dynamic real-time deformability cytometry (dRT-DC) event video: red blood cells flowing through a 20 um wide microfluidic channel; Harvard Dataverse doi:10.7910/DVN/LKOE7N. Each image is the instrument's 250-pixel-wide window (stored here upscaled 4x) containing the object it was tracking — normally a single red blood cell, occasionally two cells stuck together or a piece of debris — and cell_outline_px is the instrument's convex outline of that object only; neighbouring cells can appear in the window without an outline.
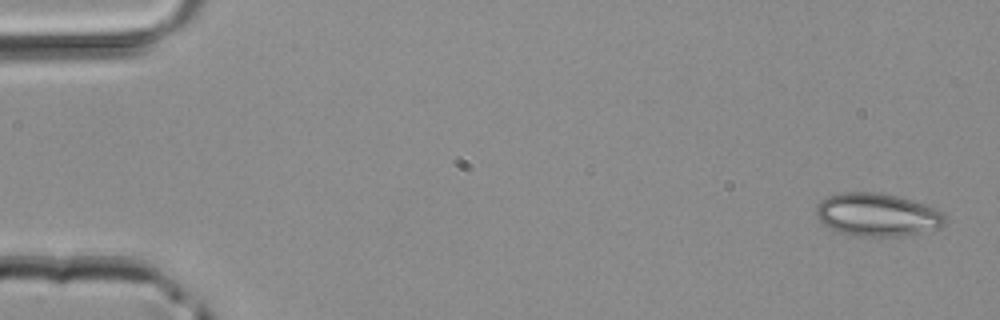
{"species": "common noctule bat (a hibernating species)", "species_latin": "Nyctalus noctula", "temperature_condition": "room temperature", "stored_images_in_passage": 4, "camera_frame_rate_fps": 3000, "um_per_image_px": 0.085, "animal": {"sex": "male", "body_mass_g": 20.4}, "frame": {"image": 1, "passage_image": 1, "time_ms": 0.0, "image_size_px": [1000, 320], "cell_outline_px": [[944, 224], [936, 228], [904, 236], [852, 236], [836, 232], [824, 224], [820, 220], [816, 212], [816, 208], [820, 200], [828, 196], [844, 192], [876, 192], [896, 196], [912, 200], [936, 208], [944, 212]], "centroid_in_image_um": [74.54, 18.25], "position_along_channel_um": 10.5, "area_um2": 32.25}}